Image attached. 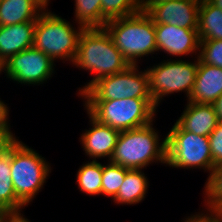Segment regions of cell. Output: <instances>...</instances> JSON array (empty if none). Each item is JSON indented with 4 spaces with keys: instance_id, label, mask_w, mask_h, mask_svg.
Returning <instances> with one entry per match:
<instances>
[{
    "instance_id": "16",
    "label": "cell",
    "mask_w": 222,
    "mask_h": 222,
    "mask_svg": "<svg viewBox=\"0 0 222 222\" xmlns=\"http://www.w3.org/2000/svg\"><path fill=\"white\" fill-rule=\"evenodd\" d=\"M176 122L186 131L207 137L219 123L213 104L189 101Z\"/></svg>"
},
{
    "instance_id": "6",
    "label": "cell",
    "mask_w": 222,
    "mask_h": 222,
    "mask_svg": "<svg viewBox=\"0 0 222 222\" xmlns=\"http://www.w3.org/2000/svg\"><path fill=\"white\" fill-rule=\"evenodd\" d=\"M51 172L49 162L24 142H11V176L16 196L27 206L43 189Z\"/></svg>"
},
{
    "instance_id": "27",
    "label": "cell",
    "mask_w": 222,
    "mask_h": 222,
    "mask_svg": "<svg viewBox=\"0 0 222 222\" xmlns=\"http://www.w3.org/2000/svg\"><path fill=\"white\" fill-rule=\"evenodd\" d=\"M214 167L222 165V123L208 136Z\"/></svg>"
},
{
    "instance_id": "24",
    "label": "cell",
    "mask_w": 222,
    "mask_h": 222,
    "mask_svg": "<svg viewBox=\"0 0 222 222\" xmlns=\"http://www.w3.org/2000/svg\"><path fill=\"white\" fill-rule=\"evenodd\" d=\"M140 11L139 0H101V14L107 21L128 17Z\"/></svg>"
},
{
    "instance_id": "9",
    "label": "cell",
    "mask_w": 222,
    "mask_h": 222,
    "mask_svg": "<svg viewBox=\"0 0 222 222\" xmlns=\"http://www.w3.org/2000/svg\"><path fill=\"white\" fill-rule=\"evenodd\" d=\"M138 64L124 71L100 78L81 97L83 101H109L124 98L152 99L146 69L139 71Z\"/></svg>"
},
{
    "instance_id": "15",
    "label": "cell",
    "mask_w": 222,
    "mask_h": 222,
    "mask_svg": "<svg viewBox=\"0 0 222 222\" xmlns=\"http://www.w3.org/2000/svg\"><path fill=\"white\" fill-rule=\"evenodd\" d=\"M222 94V68L207 65L198 57V70L193 90L187 101L213 104Z\"/></svg>"
},
{
    "instance_id": "3",
    "label": "cell",
    "mask_w": 222,
    "mask_h": 222,
    "mask_svg": "<svg viewBox=\"0 0 222 222\" xmlns=\"http://www.w3.org/2000/svg\"><path fill=\"white\" fill-rule=\"evenodd\" d=\"M104 28L130 65L157 52L154 23L145 12L110 20Z\"/></svg>"
},
{
    "instance_id": "12",
    "label": "cell",
    "mask_w": 222,
    "mask_h": 222,
    "mask_svg": "<svg viewBox=\"0 0 222 222\" xmlns=\"http://www.w3.org/2000/svg\"><path fill=\"white\" fill-rule=\"evenodd\" d=\"M201 0H170L150 7L145 13L154 24H171L198 29Z\"/></svg>"
},
{
    "instance_id": "30",
    "label": "cell",
    "mask_w": 222,
    "mask_h": 222,
    "mask_svg": "<svg viewBox=\"0 0 222 222\" xmlns=\"http://www.w3.org/2000/svg\"><path fill=\"white\" fill-rule=\"evenodd\" d=\"M19 219L4 206L0 205V222H18Z\"/></svg>"
},
{
    "instance_id": "7",
    "label": "cell",
    "mask_w": 222,
    "mask_h": 222,
    "mask_svg": "<svg viewBox=\"0 0 222 222\" xmlns=\"http://www.w3.org/2000/svg\"><path fill=\"white\" fill-rule=\"evenodd\" d=\"M166 165L174 168H214L209 138L184 130L177 122L166 136Z\"/></svg>"
},
{
    "instance_id": "33",
    "label": "cell",
    "mask_w": 222,
    "mask_h": 222,
    "mask_svg": "<svg viewBox=\"0 0 222 222\" xmlns=\"http://www.w3.org/2000/svg\"><path fill=\"white\" fill-rule=\"evenodd\" d=\"M17 137H2L0 136V153L6 148V146L16 140Z\"/></svg>"
},
{
    "instance_id": "4",
    "label": "cell",
    "mask_w": 222,
    "mask_h": 222,
    "mask_svg": "<svg viewBox=\"0 0 222 222\" xmlns=\"http://www.w3.org/2000/svg\"><path fill=\"white\" fill-rule=\"evenodd\" d=\"M76 27L62 17L50 12L47 7L40 13L35 29L33 46L56 59L74 62L78 41L84 27Z\"/></svg>"
},
{
    "instance_id": "2",
    "label": "cell",
    "mask_w": 222,
    "mask_h": 222,
    "mask_svg": "<svg viewBox=\"0 0 222 222\" xmlns=\"http://www.w3.org/2000/svg\"><path fill=\"white\" fill-rule=\"evenodd\" d=\"M153 122L120 131L110 162L128 169H146L151 163L166 164V136L160 141Z\"/></svg>"
},
{
    "instance_id": "18",
    "label": "cell",
    "mask_w": 222,
    "mask_h": 222,
    "mask_svg": "<svg viewBox=\"0 0 222 222\" xmlns=\"http://www.w3.org/2000/svg\"><path fill=\"white\" fill-rule=\"evenodd\" d=\"M0 205L12 212L19 220H26L21 210L25 204L16 196L11 176V142L0 153Z\"/></svg>"
},
{
    "instance_id": "1",
    "label": "cell",
    "mask_w": 222,
    "mask_h": 222,
    "mask_svg": "<svg viewBox=\"0 0 222 222\" xmlns=\"http://www.w3.org/2000/svg\"><path fill=\"white\" fill-rule=\"evenodd\" d=\"M72 64L95 74L91 81L79 88L78 96L86 92L100 78L122 72L130 65L116 48L105 28H84Z\"/></svg>"
},
{
    "instance_id": "22",
    "label": "cell",
    "mask_w": 222,
    "mask_h": 222,
    "mask_svg": "<svg viewBox=\"0 0 222 222\" xmlns=\"http://www.w3.org/2000/svg\"><path fill=\"white\" fill-rule=\"evenodd\" d=\"M75 23L84 28H104L108 22L101 14V0H75Z\"/></svg>"
},
{
    "instance_id": "19",
    "label": "cell",
    "mask_w": 222,
    "mask_h": 222,
    "mask_svg": "<svg viewBox=\"0 0 222 222\" xmlns=\"http://www.w3.org/2000/svg\"><path fill=\"white\" fill-rule=\"evenodd\" d=\"M148 178L142 169H129L117 195L112 199L117 204L134 205L145 199L148 189Z\"/></svg>"
},
{
    "instance_id": "10",
    "label": "cell",
    "mask_w": 222,
    "mask_h": 222,
    "mask_svg": "<svg viewBox=\"0 0 222 222\" xmlns=\"http://www.w3.org/2000/svg\"><path fill=\"white\" fill-rule=\"evenodd\" d=\"M54 61L34 46L12 55L2 65V72L18 84L40 85L51 78Z\"/></svg>"
},
{
    "instance_id": "11",
    "label": "cell",
    "mask_w": 222,
    "mask_h": 222,
    "mask_svg": "<svg viewBox=\"0 0 222 222\" xmlns=\"http://www.w3.org/2000/svg\"><path fill=\"white\" fill-rule=\"evenodd\" d=\"M157 51L170 56H192L199 57L200 41L198 29L182 28L171 24H154Z\"/></svg>"
},
{
    "instance_id": "35",
    "label": "cell",
    "mask_w": 222,
    "mask_h": 222,
    "mask_svg": "<svg viewBox=\"0 0 222 222\" xmlns=\"http://www.w3.org/2000/svg\"><path fill=\"white\" fill-rule=\"evenodd\" d=\"M216 214H217V216L219 218V221L222 222V211L217 212Z\"/></svg>"
},
{
    "instance_id": "25",
    "label": "cell",
    "mask_w": 222,
    "mask_h": 222,
    "mask_svg": "<svg viewBox=\"0 0 222 222\" xmlns=\"http://www.w3.org/2000/svg\"><path fill=\"white\" fill-rule=\"evenodd\" d=\"M129 169L110 161L103 164L102 172V195L114 198L120 186L124 182L125 175Z\"/></svg>"
},
{
    "instance_id": "38",
    "label": "cell",
    "mask_w": 222,
    "mask_h": 222,
    "mask_svg": "<svg viewBox=\"0 0 222 222\" xmlns=\"http://www.w3.org/2000/svg\"><path fill=\"white\" fill-rule=\"evenodd\" d=\"M2 72V65L0 64V73Z\"/></svg>"
},
{
    "instance_id": "32",
    "label": "cell",
    "mask_w": 222,
    "mask_h": 222,
    "mask_svg": "<svg viewBox=\"0 0 222 222\" xmlns=\"http://www.w3.org/2000/svg\"><path fill=\"white\" fill-rule=\"evenodd\" d=\"M219 123H222V94L213 103Z\"/></svg>"
},
{
    "instance_id": "28",
    "label": "cell",
    "mask_w": 222,
    "mask_h": 222,
    "mask_svg": "<svg viewBox=\"0 0 222 222\" xmlns=\"http://www.w3.org/2000/svg\"><path fill=\"white\" fill-rule=\"evenodd\" d=\"M9 107L0 98V136L2 137H16L11 132L9 118Z\"/></svg>"
},
{
    "instance_id": "23",
    "label": "cell",
    "mask_w": 222,
    "mask_h": 222,
    "mask_svg": "<svg viewBox=\"0 0 222 222\" xmlns=\"http://www.w3.org/2000/svg\"><path fill=\"white\" fill-rule=\"evenodd\" d=\"M205 204L208 213L222 211V165L213 168L204 186Z\"/></svg>"
},
{
    "instance_id": "29",
    "label": "cell",
    "mask_w": 222,
    "mask_h": 222,
    "mask_svg": "<svg viewBox=\"0 0 222 222\" xmlns=\"http://www.w3.org/2000/svg\"><path fill=\"white\" fill-rule=\"evenodd\" d=\"M184 222H220L217 214L215 213H198L195 215H191Z\"/></svg>"
},
{
    "instance_id": "20",
    "label": "cell",
    "mask_w": 222,
    "mask_h": 222,
    "mask_svg": "<svg viewBox=\"0 0 222 222\" xmlns=\"http://www.w3.org/2000/svg\"><path fill=\"white\" fill-rule=\"evenodd\" d=\"M197 31L199 41L222 40V10L209 0L200 2Z\"/></svg>"
},
{
    "instance_id": "14",
    "label": "cell",
    "mask_w": 222,
    "mask_h": 222,
    "mask_svg": "<svg viewBox=\"0 0 222 222\" xmlns=\"http://www.w3.org/2000/svg\"><path fill=\"white\" fill-rule=\"evenodd\" d=\"M36 21L0 26V64L34 44Z\"/></svg>"
},
{
    "instance_id": "8",
    "label": "cell",
    "mask_w": 222,
    "mask_h": 222,
    "mask_svg": "<svg viewBox=\"0 0 222 222\" xmlns=\"http://www.w3.org/2000/svg\"><path fill=\"white\" fill-rule=\"evenodd\" d=\"M193 62L177 59L163 60L146 68L149 78V91L156 107L170 94L184 91L189 99L196 80L198 57ZM169 94V95H168Z\"/></svg>"
},
{
    "instance_id": "21",
    "label": "cell",
    "mask_w": 222,
    "mask_h": 222,
    "mask_svg": "<svg viewBox=\"0 0 222 222\" xmlns=\"http://www.w3.org/2000/svg\"><path fill=\"white\" fill-rule=\"evenodd\" d=\"M102 172L103 164L98 160L88 161L83 163L77 172V185L80 192L89 196L102 194Z\"/></svg>"
},
{
    "instance_id": "26",
    "label": "cell",
    "mask_w": 222,
    "mask_h": 222,
    "mask_svg": "<svg viewBox=\"0 0 222 222\" xmlns=\"http://www.w3.org/2000/svg\"><path fill=\"white\" fill-rule=\"evenodd\" d=\"M199 59L207 64L222 68V40H202Z\"/></svg>"
},
{
    "instance_id": "5",
    "label": "cell",
    "mask_w": 222,
    "mask_h": 222,
    "mask_svg": "<svg viewBox=\"0 0 222 222\" xmlns=\"http://www.w3.org/2000/svg\"><path fill=\"white\" fill-rule=\"evenodd\" d=\"M84 103V108L94 119L118 131L146 126L156 117L157 107L153 99L124 98Z\"/></svg>"
},
{
    "instance_id": "13",
    "label": "cell",
    "mask_w": 222,
    "mask_h": 222,
    "mask_svg": "<svg viewBox=\"0 0 222 222\" xmlns=\"http://www.w3.org/2000/svg\"><path fill=\"white\" fill-rule=\"evenodd\" d=\"M87 114L90 118L89 124H91V126L89 130L86 129V131L81 134L80 142L82 143V148L89 158H93L92 160L96 161L98 158L107 157L109 161L112 157L120 131L98 122L88 112Z\"/></svg>"
},
{
    "instance_id": "17",
    "label": "cell",
    "mask_w": 222,
    "mask_h": 222,
    "mask_svg": "<svg viewBox=\"0 0 222 222\" xmlns=\"http://www.w3.org/2000/svg\"><path fill=\"white\" fill-rule=\"evenodd\" d=\"M45 8L40 0H0V26L37 21Z\"/></svg>"
},
{
    "instance_id": "36",
    "label": "cell",
    "mask_w": 222,
    "mask_h": 222,
    "mask_svg": "<svg viewBox=\"0 0 222 222\" xmlns=\"http://www.w3.org/2000/svg\"><path fill=\"white\" fill-rule=\"evenodd\" d=\"M46 7H48L50 0H40Z\"/></svg>"
},
{
    "instance_id": "37",
    "label": "cell",
    "mask_w": 222,
    "mask_h": 222,
    "mask_svg": "<svg viewBox=\"0 0 222 222\" xmlns=\"http://www.w3.org/2000/svg\"><path fill=\"white\" fill-rule=\"evenodd\" d=\"M18 222H30V221L26 219V220H19Z\"/></svg>"
},
{
    "instance_id": "34",
    "label": "cell",
    "mask_w": 222,
    "mask_h": 222,
    "mask_svg": "<svg viewBox=\"0 0 222 222\" xmlns=\"http://www.w3.org/2000/svg\"><path fill=\"white\" fill-rule=\"evenodd\" d=\"M213 5L222 10V0H209Z\"/></svg>"
},
{
    "instance_id": "31",
    "label": "cell",
    "mask_w": 222,
    "mask_h": 222,
    "mask_svg": "<svg viewBox=\"0 0 222 222\" xmlns=\"http://www.w3.org/2000/svg\"><path fill=\"white\" fill-rule=\"evenodd\" d=\"M139 1H140L141 12H146L150 7L170 0H139Z\"/></svg>"
}]
</instances>
